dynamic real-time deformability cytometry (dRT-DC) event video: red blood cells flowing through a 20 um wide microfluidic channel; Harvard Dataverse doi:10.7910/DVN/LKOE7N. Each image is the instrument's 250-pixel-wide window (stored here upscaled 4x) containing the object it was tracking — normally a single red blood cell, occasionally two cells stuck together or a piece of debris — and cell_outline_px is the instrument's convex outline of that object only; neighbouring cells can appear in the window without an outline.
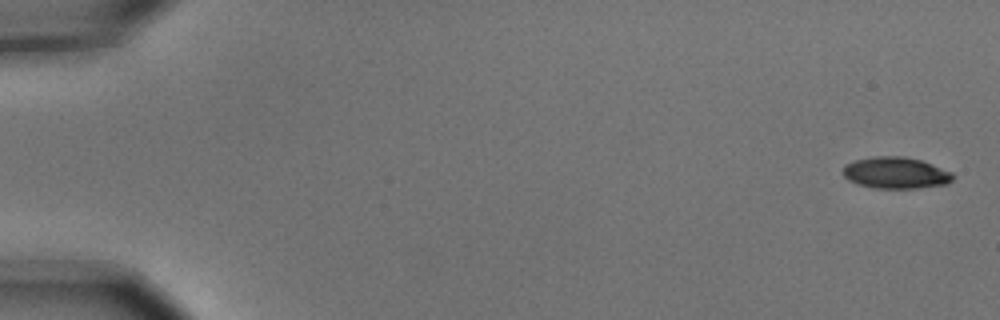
{"species": "common noctule bat (a hibernating species)", "species_latin": "Nyctalus noctula", "temperature_condition": "cold", "stored_images_in_passage": 7, "camera_frame_rate_fps": 3000, "um_per_image_px": 0.085, "animal": {"sex": "male", "body_mass_g": 15.6}, "frame": {"image": 1, "passage_image": 1, "time_ms": 0.0, "image_size_px": [1000, 320], "cell_outline_px": [[956, 176], [948, 184], [916, 188], [876, 188], [856, 184], [848, 180], [840, 172], [844, 164], [856, 160], [872, 156], [904, 156], [920, 160], [932, 164], [952, 172]], "centroid_in_image_um": [76.11, 14.69], "position_along_channel_um": 8.9, "area_um2": 20.46}}
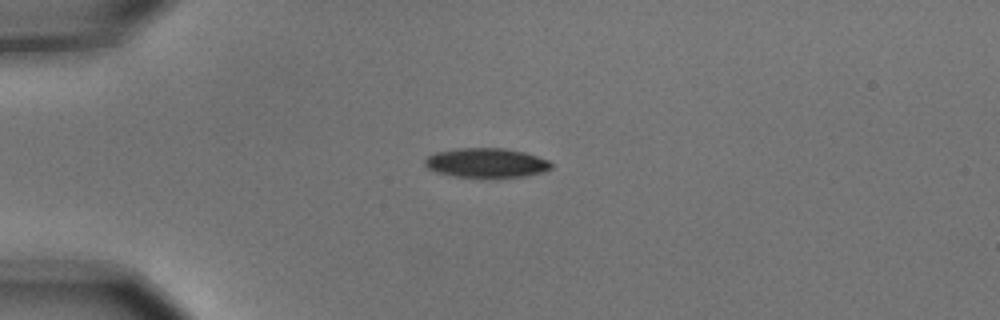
{"frame": {"image": 2, "passage_image": 5, "time_ms": 1.333, "image_size_px": [1000, 320], "cell_outline_px": [[552, 168], [540, 172], [524, 176], [456, 176], [436, 172], [428, 168], [424, 164], [424, 160], [428, 156], [436, 152], [456, 148], [504, 148], [524, 152], [548, 160], [552, 164]], "centroid_in_image_um": [41.31, 13.82], "position_along_channel_um": 43.7, "area_um2": 21.21}}